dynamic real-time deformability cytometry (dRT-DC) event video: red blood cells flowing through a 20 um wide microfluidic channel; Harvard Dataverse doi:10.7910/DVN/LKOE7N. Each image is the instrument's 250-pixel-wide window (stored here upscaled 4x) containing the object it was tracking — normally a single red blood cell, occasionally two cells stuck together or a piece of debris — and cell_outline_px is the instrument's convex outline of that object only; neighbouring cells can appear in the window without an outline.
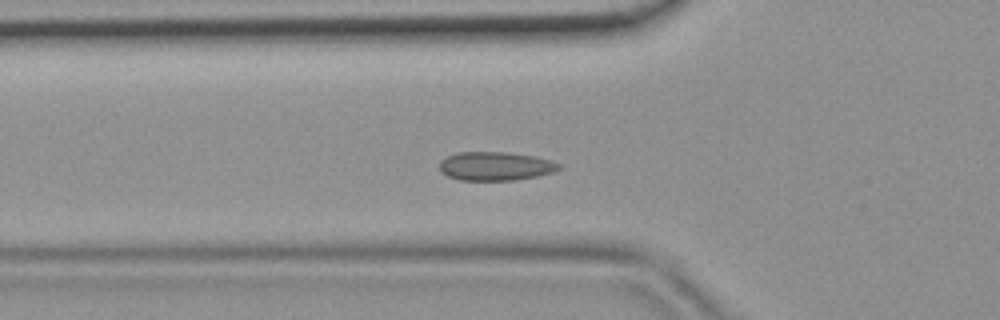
{"species": "common noctule bat (a hibernating species)", "species_latin": "Nyctalus noctula", "temperature_condition": "room temperature", "stored_images_in_passage": 46, "camera_frame_rate_fps": 3000, "um_per_image_px": 0.085, "animal": {"sex": "female", "body_mass_g": 19.9}, "frame": {"image": 1, "passage_image": 15, "time_ms": 4.667, "image_size_px": [1000, 320], "cell_outline_px": [[560, 168], [552, 172], [536, 176], [512, 180], [460, 180], [448, 176], [440, 172], [440, 160], [448, 156], [460, 152], [504, 152], [536, 156], [552, 160], [560, 164]], "centroid_in_image_um": [42.1, 14.12], "position_along_channel_um": 83.7, "area_um2": 19.88}}
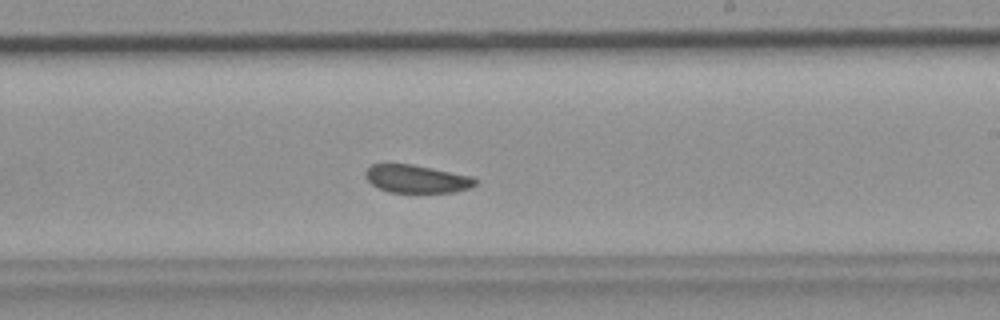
{"frame": {"image": 2, "passage_image": 27, "time_ms": 8.667, "image_size_px": [1000, 320], "cell_outline_px": [[476, 184], [472, 188], [456, 192], [388, 192], [372, 184], [364, 176], [364, 172], [372, 164], [412, 164], [472, 176], [476, 180]], "centroid_in_image_um": [35.43, 15.21], "position_along_channel_um": 253.6, "area_um2": 17.86}}
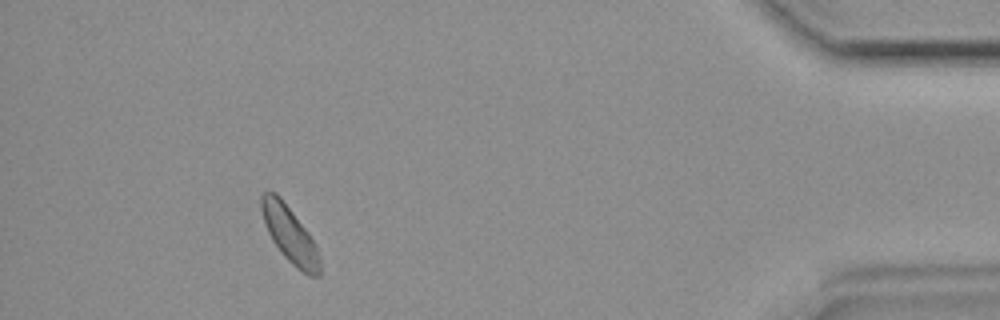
{"frame": {"image": 3, "passage_image": 42, "time_ms": 13.667, "image_size_px": [1000, 320], "cell_outline_px": [[320, 276], [308, 276], [296, 268], [284, 256], [272, 240], [264, 224], [260, 208], [260, 196], [264, 192], [276, 192], [280, 196], [308, 232], [316, 244], [320, 260]], "centroid_in_image_um": [24.62, 19.93], "position_along_channel_um": 410.6, "area_um2": 19.19}}